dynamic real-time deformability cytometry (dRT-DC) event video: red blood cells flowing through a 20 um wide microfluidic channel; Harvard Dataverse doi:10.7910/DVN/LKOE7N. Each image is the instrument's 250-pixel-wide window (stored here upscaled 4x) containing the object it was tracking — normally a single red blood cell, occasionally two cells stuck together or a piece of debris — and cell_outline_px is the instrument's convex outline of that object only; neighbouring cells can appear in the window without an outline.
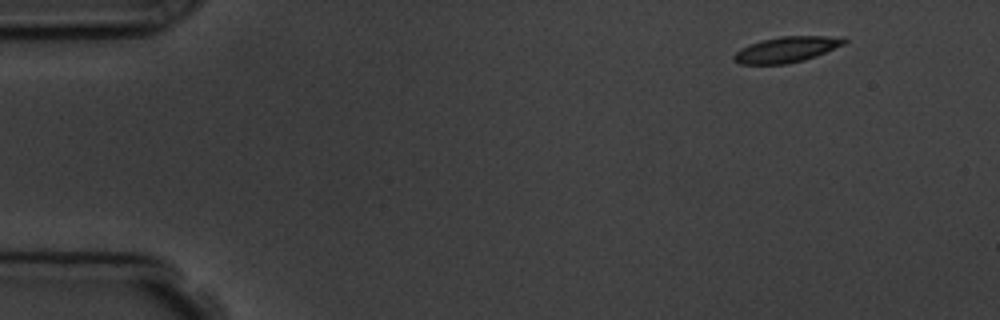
{"species": "common noctule bat (a hibernating species)", "species_latin": "Nyctalus noctula", "temperature_condition": "room temperature", "stored_images_in_passage": 5, "segment_of_instrument_passage": [1, 2], "camera_frame_rate_fps": 3000, "um_per_image_px": 0.085, "animal": {"sex": "male", "body_mass_g": 19.5, "forearm_length_mm": 54.6}, "frame": {"image": 1, "passage_image": 1, "time_ms": 0.0, "image_size_px": [1000, 320], "cell_outline_px": [[848, 40], [844, 44], [816, 56], [804, 60], [784, 64], [740, 64], [732, 60], [732, 56], [740, 48], [748, 44], [760, 40], [780, 36], [844, 36]], "centroid_in_image_um": [66.84, 4.2], "position_along_channel_um": 18.2, "area_um2": 16.7}}
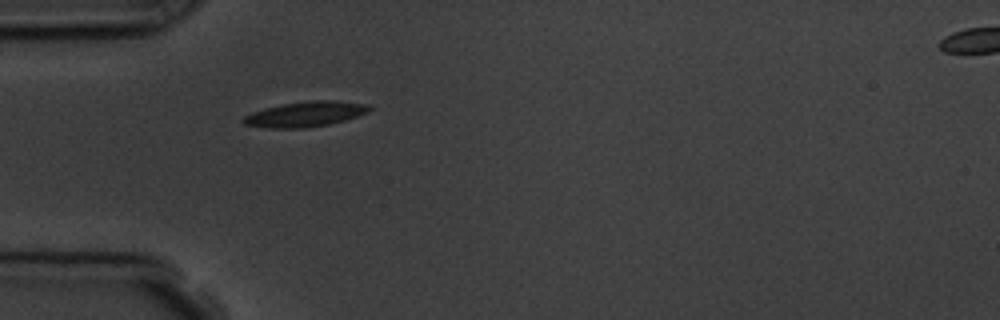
{"frame": {"image": 2, "passage_image": 4, "time_ms": 3.667, "image_size_px": [1000, 320], "cell_outline_px": [[372, 108], [368, 112], [344, 120], [328, 124], [304, 128], [268, 128], [244, 124], [240, 120], [244, 116], [252, 112], [264, 108], [284, 104], [312, 100], [336, 100], [368, 104]], "centroid_in_image_um": [25.94, 9.7], "position_along_channel_um": 59.1, "area_um2": 18.44}}